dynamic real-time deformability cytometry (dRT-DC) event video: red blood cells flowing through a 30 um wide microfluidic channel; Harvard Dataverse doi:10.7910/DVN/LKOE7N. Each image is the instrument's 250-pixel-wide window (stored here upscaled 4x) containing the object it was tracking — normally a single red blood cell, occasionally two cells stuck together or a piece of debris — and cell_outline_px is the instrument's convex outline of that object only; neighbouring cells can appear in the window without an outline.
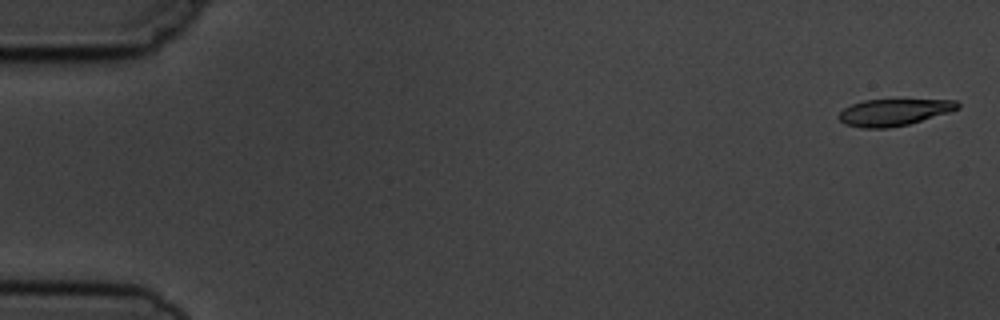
{"species": "common noctule bat (a hibernating species)", "species_latin": "Nyctalus noctula", "temperature_condition": "cold", "stored_images_in_passage": 6, "camera_frame_rate_fps": 3000, "um_per_image_px": 0.085, "animal": {"sex": "male", "body_mass_g": 19.5, "forearm_length_mm": 54.6}, "frame": {"image": 1, "passage_image": 1, "time_ms": 0.0, "image_size_px": [1000, 320], "cell_outline_px": [[960, 108], [948, 112], [908, 124], [888, 128], [864, 128], [844, 124], [836, 116], [844, 108], [852, 104], [864, 100], [956, 100], [960, 104]], "centroid_in_image_um": [75.94, 9.54], "position_along_channel_um": 9.1, "area_um2": 18.32}}
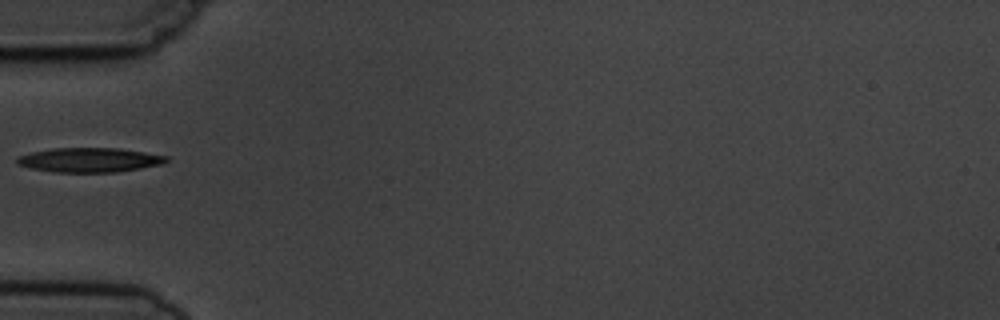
{"frame": {"image": 2, "passage_image": 5, "time_ms": 5.667, "image_size_px": [1000, 320], "cell_outline_px": [[168, 160], [160, 164], [140, 168], [116, 172], [56, 172], [32, 168], [16, 164], [16, 160], [20, 156], [32, 152], [52, 148], [120, 148], [168, 156]], "centroid_in_image_um": [7.61, 13.59], "position_along_channel_um": 77.4, "area_um2": 21.04}}
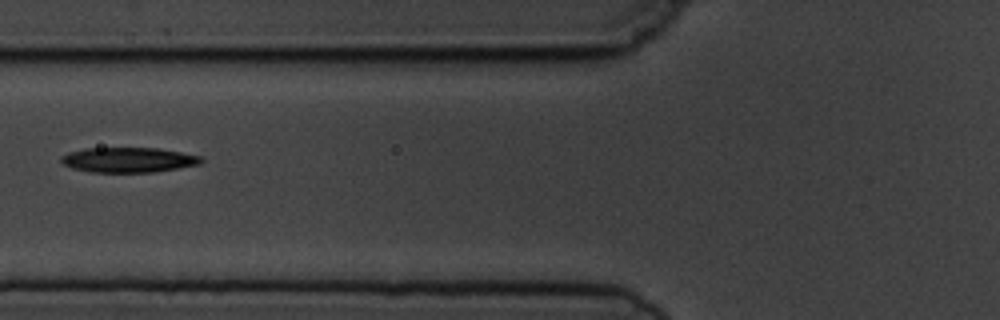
{"frame": {"image": 3, "passage_image": 6, "time_ms": 6.667, "image_size_px": [1000, 320], "cell_outline_px": [[204, 160], [200, 164], [152, 172], [92, 172], [72, 168], [64, 164], [60, 160], [60, 156], [68, 152], [84, 148], [156, 148], [204, 156]], "centroid_in_image_um": [10.91, 13.58], "position_along_channel_um": 114.9, "area_um2": 20.4}}